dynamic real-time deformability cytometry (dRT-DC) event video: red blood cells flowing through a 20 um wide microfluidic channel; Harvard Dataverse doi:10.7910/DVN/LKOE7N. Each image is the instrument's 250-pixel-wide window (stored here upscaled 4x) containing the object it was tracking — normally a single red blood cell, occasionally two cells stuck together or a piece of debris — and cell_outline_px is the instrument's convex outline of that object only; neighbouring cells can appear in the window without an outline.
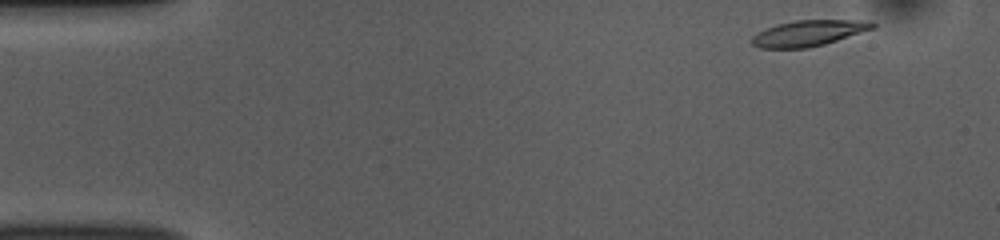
{"species": "common noctule bat (a hibernating species)", "species_latin": "Nyctalus noctula", "temperature_condition": "room temperature", "stored_images_in_passage": 49, "camera_frame_rate_fps": 3000, "um_per_image_px": 0.085, "animal": {"sex": "female", "body_mass_g": 10.0, "forearm_length_mm": 53.1}, "frame": {"image": 1, "passage_image": 1, "time_ms": 0.0, "image_size_px": [1000, 240], "cell_outline_px": [[876, 28], [824, 44], [808, 48], [760, 48], [752, 44], [752, 36], [756, 32], [764, 28], [776, 24], [796, 20], [872, 20], [876, 24]], "centroid_in_image_um": [68.74, 2.8], "position_along_channel_um": 16.3, "area_um2": 18.38}}
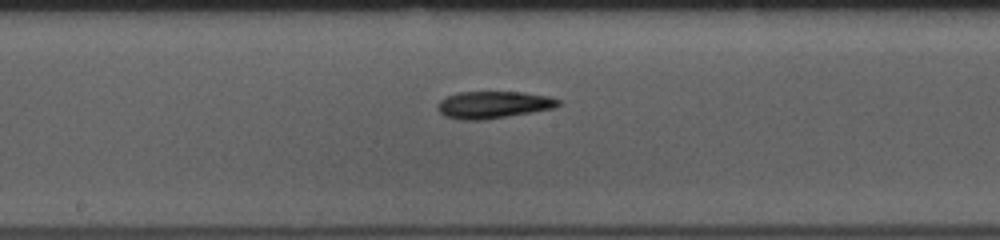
{"frame": {"image": 2, "passage_image": 24, "time_ms": 7.667, "image_size_px": [1000, 240], "cell_outline_px": [[560, 104], [556, 108], [484, 120], [460, 120], [444, 116], [436, 108], [436, 104], [440, 100], [448, 96], [460, 92], [524, 92], [548, 96], [560, 100]], "centroid_in_image_um": [41.92, 8.91], "position_along_channel_um": 206.3, "area_um2": 19.19}}
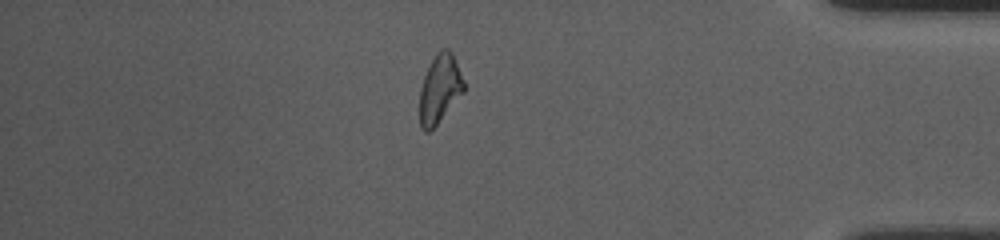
{"frame": {"image": 3, "passage_image": 42, "time_ms": 13.667, "image_size_px": [1000, 240], "cell_outline_px": [[464, 92], [436, 124], [428, 132], [424, 132], [420, 128], [420, 88], [424, 76], [436, 52], [440, 48], [448, 48], [452, 52], [456, 60], [464, 80]], "centroid_in_image_um": [37.38, 7.52], "position_along_channel_um": 397.8, "area_um2": 17.57}, "authors_computed_cell_mechanics": {"area_um2": 18.6116, "velocity_mm_per_s": 3.7596, "shape_relaxation_time_tau1_ms": 10.2116, "shape_relaxation_time_tau2_ms": 6.597, "deformation_change_tau1": 0.2591, "deformation_change_tau2": 0.1593}}